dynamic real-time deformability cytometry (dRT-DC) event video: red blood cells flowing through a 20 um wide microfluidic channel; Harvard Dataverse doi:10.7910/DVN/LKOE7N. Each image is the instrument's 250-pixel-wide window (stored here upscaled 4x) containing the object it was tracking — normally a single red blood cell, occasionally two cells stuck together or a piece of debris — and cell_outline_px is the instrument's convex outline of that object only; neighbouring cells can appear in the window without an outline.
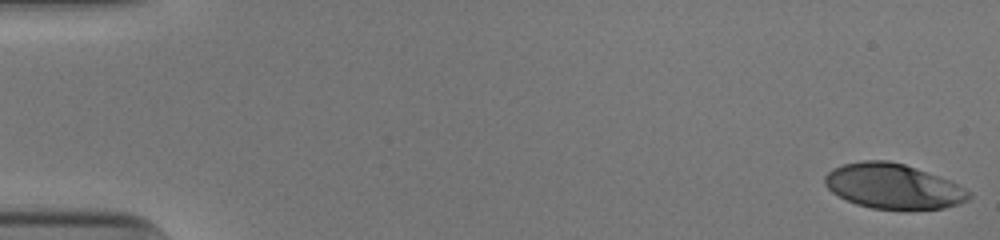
{"species": "human", "species_latin": "Homo sapiens", "temperature_condition": "cold", "stored_images_in_passage": 52, "camera_frame_rate_fps": 3000, "um_per_image_px": 0.085, "donor": {"sex": "male"}, "frame": {"image": 1, "passage_image": 1, "time_ms": 0.0, "image_size_px": [1000, 240], "cell_outline_px": [[972, 196], [968, 200], [944, 208], [908, 212], [872, 208], [856, 204], [832, 192], [824, 184], [824, 176], [832, 168], [844, 164], [864, 160], [888, 160], [904, 164], [916, 168], [948, 180], [972, 192]], "centroid_in_image_um": [75.93, 15.86], "position_along_channel_um": 9.1, "area_um2": 38.26}}
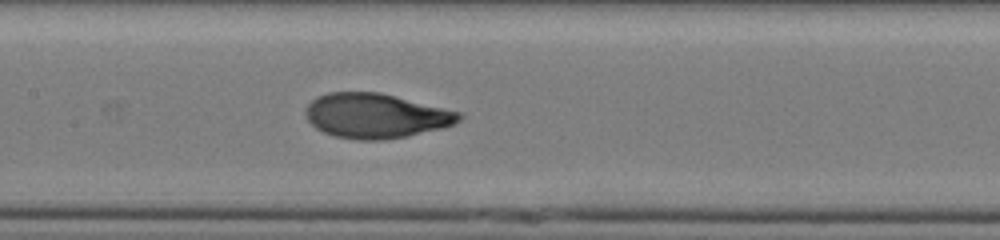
{"frame": {"image": 2, "passage_image": 26, "time_ms": 8.333, "image_size_px": [1000, 240], "cell_outline_px": [[464, 116], [460, 120], [444, 128], [408, 136], [384, 140], [356, 140], [336, 136], [324, 132], [316, 128], [308, 120], [304, 112], [308, 104], [316, 96], [328, 92], [380, 92], [460, 112]], "centroid_in_image_um": [31.94, 9.84], "position_along_channel_um": 175.5, "area_um2": 40.06}}
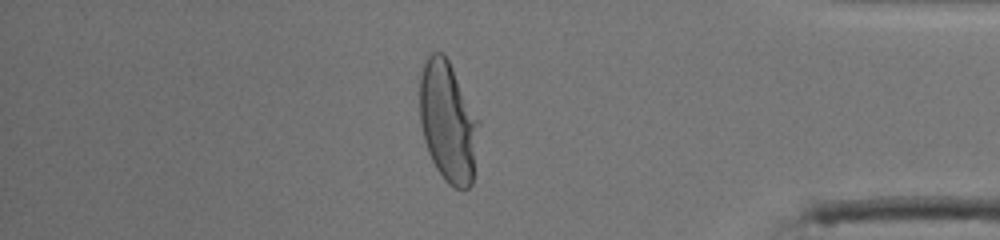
{"frame": {"image": 3, "passage_image": 45, "time_ms": 14.667, "image_size_px": [1000, 240], "cell_outline_px": [[480, 120], [472, 184], [464, 192], [448, 184], [444, 180], [436, 168], [428, 152], [424, 140], [420, 124], [420, 76], [424, 64], [428, 56], [432, 52], [444, 52]], "centroid_in_image_um": [38.09, 10.38], "position_along_channel_um": 397.1, "area_um2": 41.79}, "authors_computed_cell_mechanics": {"area_um2": 39.6219, "velocity_mm_per_s": 3.941, "shape_relaxation_time_tau1_ms": 3.3274, "shape_relaxation_time_tau2_ms": null, "deformation_change_tau1": 0.2062, "deformation_change_tau2": null}}